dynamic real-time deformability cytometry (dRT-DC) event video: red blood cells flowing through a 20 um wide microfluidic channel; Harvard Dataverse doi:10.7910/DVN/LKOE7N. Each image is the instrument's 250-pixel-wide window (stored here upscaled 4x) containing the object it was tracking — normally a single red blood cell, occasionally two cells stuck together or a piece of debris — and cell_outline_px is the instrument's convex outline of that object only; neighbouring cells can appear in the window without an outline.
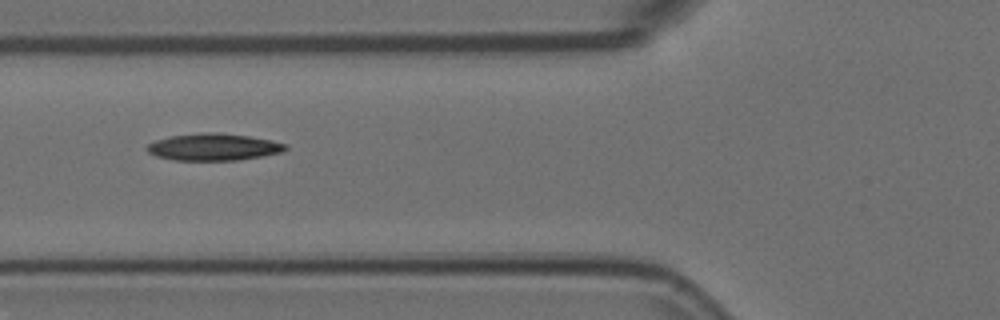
{"species": "Egyptian fruit bat (a non-hibernating species)", "species_latin": "Rousettus aegyptiacus", "temperature_condition": "room temperature", "stored_images_in_passage": 4, "camera_frame_rate_fps": 3000, "um_per_image_px": 0.085, "animal": {"sex": "female"}, "frame": {"image": 1, "passage_image": 3, "time_ms": 0.667, "image_size_px": [1000, 320], "cell_outline_px": [[288, 148], [280, 152], [260, 156], [236, 160], [172, 160], [156, 156], [148, 152], [144, 148], [148, 144], [156, 140], [172, 136], [204, 132], [220, 132], [248, 136], [268, 140], [284, 144]], "centroid_in_image_um": [18.08, 12.49], "position_along_channel_um": 107.7, "area_um2": 21.5}}
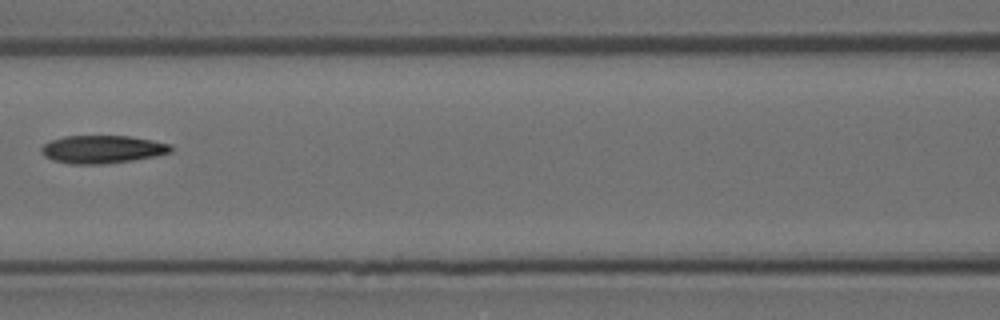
{"frame": {"image": 2, "passage_image": 4, "time_ms": 1.0, "image_size_px": [1000, 320], "cell_outline_px": [[172, 152], [156, 156], [132, 160], [100, 164], [72, 164], [52, 160], [44, 156], [40, 152], [40, 148], [44, 144], [52, 140], [64, 136], [132, 136], [172, 144]], "centroid_in_image_um": [8.7, 12.69], "position_along_channel_um": 157.9, "area_um2": 21.15}}